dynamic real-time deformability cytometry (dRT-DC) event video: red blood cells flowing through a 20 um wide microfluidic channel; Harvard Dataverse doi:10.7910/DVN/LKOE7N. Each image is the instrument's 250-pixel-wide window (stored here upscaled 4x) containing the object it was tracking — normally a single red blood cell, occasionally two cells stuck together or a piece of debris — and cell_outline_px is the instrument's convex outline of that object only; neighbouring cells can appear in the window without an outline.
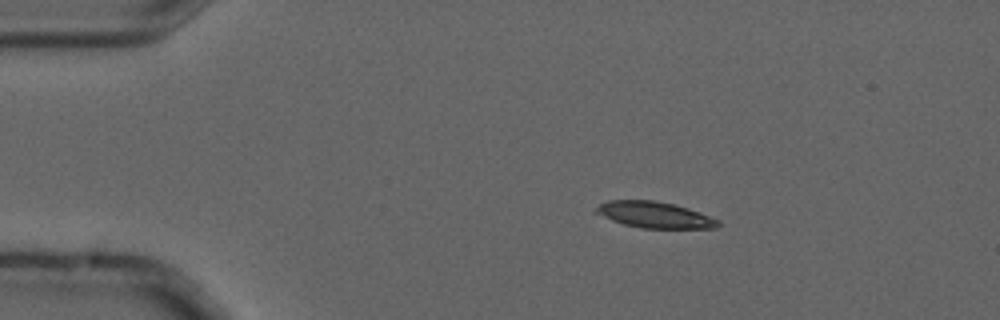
{"species": "common noctule bat (a hibernating species)", "species_latin": "Nyctalus noctula", "temperature_condition": "cold", "stored_images_in_passage": 3, "camera_frame_rate_fps": 3000, "um_per_image_px": 0.085, "animal": {"sex": "male", "forearm_length_mm": 52.5}, "frame": {"image": 1, "passage_image": 1, "time_ms": 0.0, "image_size_px": [1000, 320], "cell_outline_px": [[720, 224], [716, 228], [640, 228], [624, 224], [612, 220], [592, 212], [600, 204], [608, 200], [652, 200], [676, 204], [700, 212], [720, 220]], "centroid_in_image_um": [55.64, 18.26], "position_along_channel_um": 29.4, "area_um2": 18.73}}